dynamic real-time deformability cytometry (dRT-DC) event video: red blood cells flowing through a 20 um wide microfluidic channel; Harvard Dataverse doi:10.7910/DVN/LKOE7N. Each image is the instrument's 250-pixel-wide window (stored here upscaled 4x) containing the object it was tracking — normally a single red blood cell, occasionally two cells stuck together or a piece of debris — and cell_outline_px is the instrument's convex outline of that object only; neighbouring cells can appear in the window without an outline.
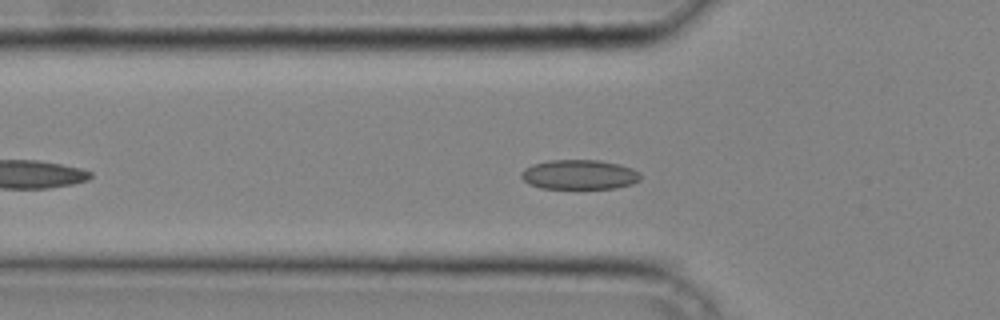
{"species": "common noctule bat (a hibernating species)", "species_latin": "Nyctalus noctula", "temperature_condition": "cold", "stored_images_in_passage": 35, "camera_frame_rate_fps": 3000, "um_per_image_px": 0.085, "animal": {"sex": "male", "body_mass_g": 20.4}, "frame": {"image": 1, "passage_image": 7, "time_ms": 2.0, "image_size_px": [1000, 320], "cell_outline_px": [[640, 180], [632, 184], [616, 188], [540, 188], [528, 184], [520, 176], [520, 172], [524, 168], [532, 164], [548, 160], [600, 160], [620, 164], [632, 168], [640, 172]], "centroid_in_image_um": [49.23, 14.83], "position_along_channel_um": 76.6, "area_um2": 20.81}}
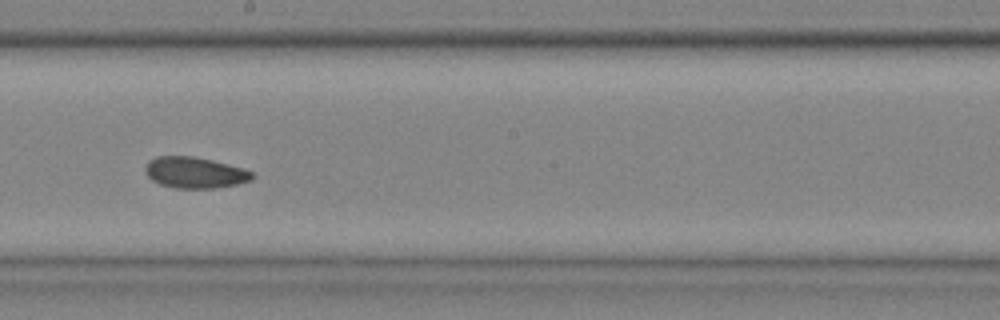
{"frame": {"image": 2, "passage_image": 17, "time_ms": 5.333, "image_size_px": [1000, 320], "cell_outline_px": [[256, 176], [252, 180], [236, 184], [216, 188], [176, 188], [160, 184], [152, 180], [144, 172], [144, 168], [148, 160], [156, 156], [192, 156], [212, 160], [244, 168], [252, 172]], "centroid_in_image_um": [16.55, 14.66], "position_along_channel_um": 231.6, "area_um2": 19.54}}
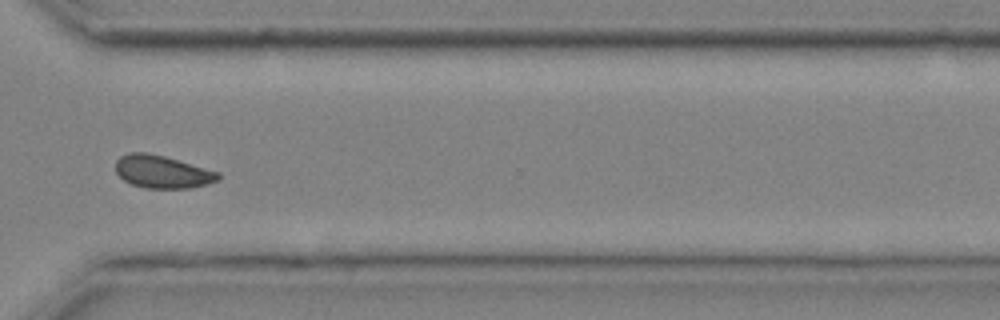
{"frame": {"image": 3, "passage_image": 25, "time_ms": 8.0, "image_size_px": [1000, 320], "cell_outline_px": [[220, 180], [188, 188], [144, 188], [132, 184], [124, 180], [116, 172], [116, 160], [120, 156], [128, 152], [148, 152], [164, 156], [220, 172]], "centroid_in_image_um": [13.78, 14.59], "position_along_channel_um": 356.8, "area_um2": 19.54}}